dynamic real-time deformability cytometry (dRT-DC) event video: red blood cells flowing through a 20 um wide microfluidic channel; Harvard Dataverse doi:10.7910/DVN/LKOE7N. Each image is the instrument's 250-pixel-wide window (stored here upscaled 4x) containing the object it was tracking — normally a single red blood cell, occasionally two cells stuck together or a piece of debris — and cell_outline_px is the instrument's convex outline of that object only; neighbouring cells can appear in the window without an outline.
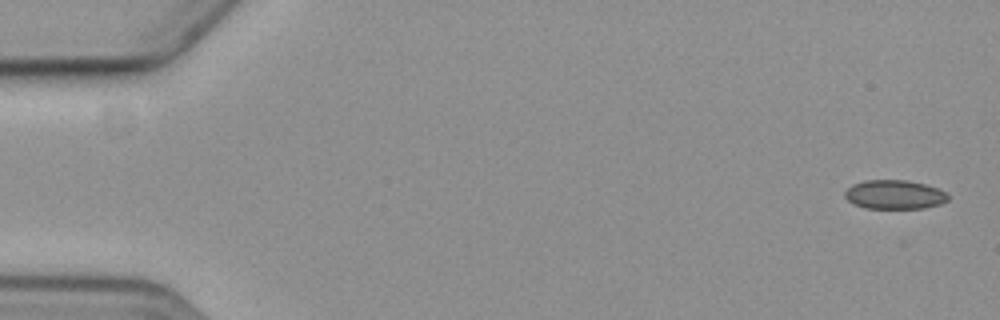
{"species": "common noctule bat (a hibernating species)", "species_latin": "Nyctalus noctula", "temperature_condition": "cold", "stored_images_in_passage": 3, "camera_frame_rate_fps": 3000, "um_per_image_px": 0.085, "animal": {"sex": "female", "body_mass_g": 19.3, "forearm_length_mm": 54.1}, "frame": {"image": 1, "passage_image": 1, "time_ms": 0.0, "image_size_px": [1000, 320], "cell_outline_px": [[948, 200], [940, 204], [924, 208], [868, 208], [856, 204], [848, 200], [844, 196], [844, 192], [852, 184], [864, 180], [904, 180], [924, 184], [948, 192]], "centroid_in_image_um": [76.04, 16.53], "position_along_channel_um": 9.0, "area_um2": 17.34}}